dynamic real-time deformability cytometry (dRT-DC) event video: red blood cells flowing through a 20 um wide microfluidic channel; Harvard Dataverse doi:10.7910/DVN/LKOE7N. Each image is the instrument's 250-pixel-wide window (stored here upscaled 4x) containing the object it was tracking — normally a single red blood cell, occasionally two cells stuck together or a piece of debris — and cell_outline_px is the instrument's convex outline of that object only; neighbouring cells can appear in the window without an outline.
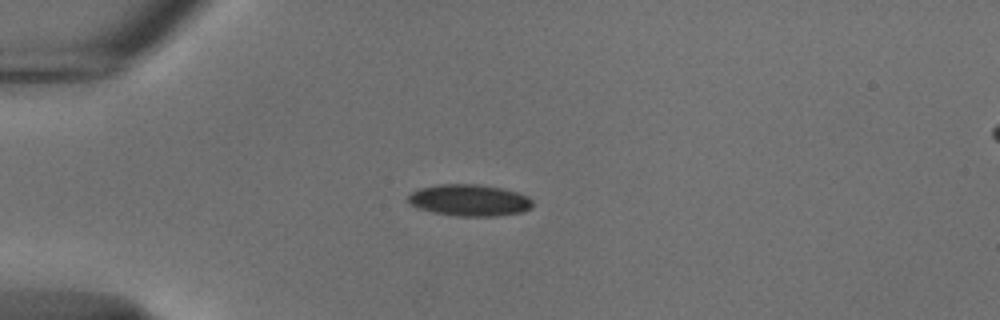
{"species": "common noctule bat (a hibernating species)", "species_latin": "Nyctalus noctula", "temperature_condition": "cold", "stored_images_in_passage": 41, "camera_frame_rate_fps": 3000, "um_per_image_px": 0.085, "animal": {"sex": "male", "body_mass_g": 18.8}, "frame": {"image": 1, "passage_image": 1, "time_ms": 0.0, "image_size_px": [1000, 320], "cell_outline_px": [[532, 208], [520, 212], [496, 216], [456, 216], [432, 212], [416, 208], [408, 204], [408, 196], [412, 192], [420, 188], [440, 184], [480, 184], [500, 188], [516, 192], [528, 196], [532, 200]], "centroid_in_image_um": [39.87, 17.02], "position_along_channel_um": 45.1, "area_um2": 23.0}}
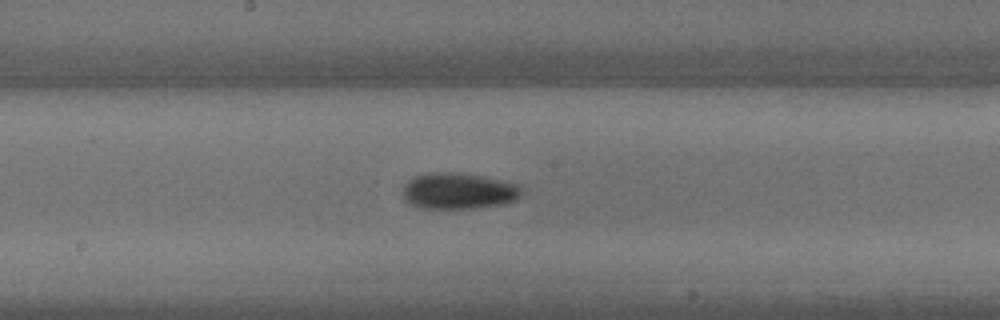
{"frame": {"image": 2, "passage_image": 16, "time_ms": 5.0, "image_size_px": [1000, 320], "cell_outline_px": [[520, 196], [512, 200], [500, 204], [472, 208], [420, 208], [404, 200], [404, 184], [408, 180], [416, 176], [428, 172], [456, 172], [484, 176], [520, 184]], "centroid_in_image_um": [38.94, 16.21], "position_along_channel_um": 209.3, "area_um2": 24.91}}
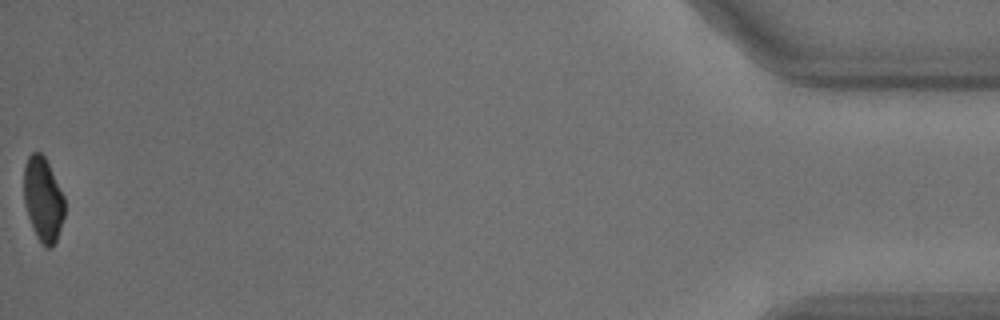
{"frame": {"image": 3, "passage_image": 41, "time_ms": 13.333, "image_size_px": [1000, 320], "cell_outline_px": [[64, 216], [56, 240], [52, 248], [44, 248], [36, 236], [32, 228], [24, 204], [24, 164], [28, 156], [32, 152], [40, 152], [44, 156], [64, 196]], "centroid_in_image_um": [3.64, 16.96], "position_along_channel_um": 431.6, "area_um2": 20.0}, "authors_computed_cell_mechanics": {"area_um2": 23.2356, "velocity_mm_per_s": 3.7429, "shape_relaxation_time_tau1_ms": 2.921, "shape_relaxation_time_tau2_ms": null, "deformation_change_tau1": 0.1102, "deformation_change_tau2": null}}